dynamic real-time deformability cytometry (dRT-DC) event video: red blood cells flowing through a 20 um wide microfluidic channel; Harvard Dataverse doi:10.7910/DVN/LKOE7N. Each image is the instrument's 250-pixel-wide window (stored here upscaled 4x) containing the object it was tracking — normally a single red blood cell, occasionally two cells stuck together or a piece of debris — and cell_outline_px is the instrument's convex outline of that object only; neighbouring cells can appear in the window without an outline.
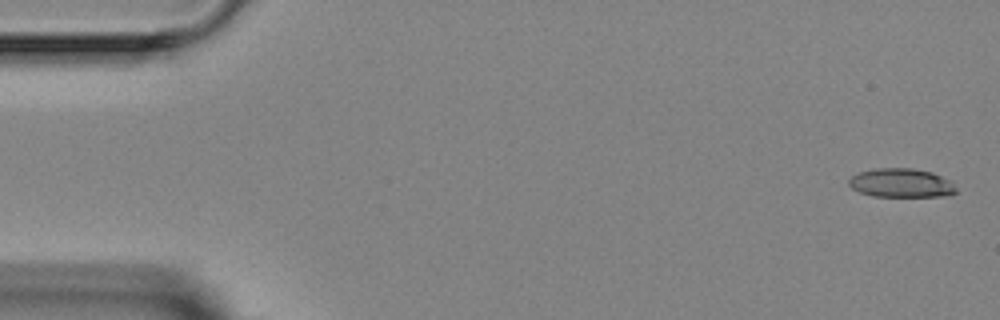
{"species": "Egyptian fruit bat (a non-hibernating species)", "species_latin": "Rousettus aegyptiacus", "temperature_condition": "room temperature", "stored_images_in_passage": 5, "camera_frame_rate_fps": 3000, "um_per_image_px": 0.085, "animal": {"sex": "female"}, "frame": {"image": 1, "passage_image": 1, "time_ms": 0.0, "image_size_px": [1000, 320], "cell_outline_px": [[956, 192], [952, 196], [872, 196], [860, 192], [852, 188], [848, 184], [848, 180], [852, 176], [860, 172], [876, 168], [912, 168], [932, 172], [952, 180], [956, 188]], "centroid_in_image_um": [76.65, 15.55], "position_along_channel_um": 8.4, "area_um2": 18.21}}
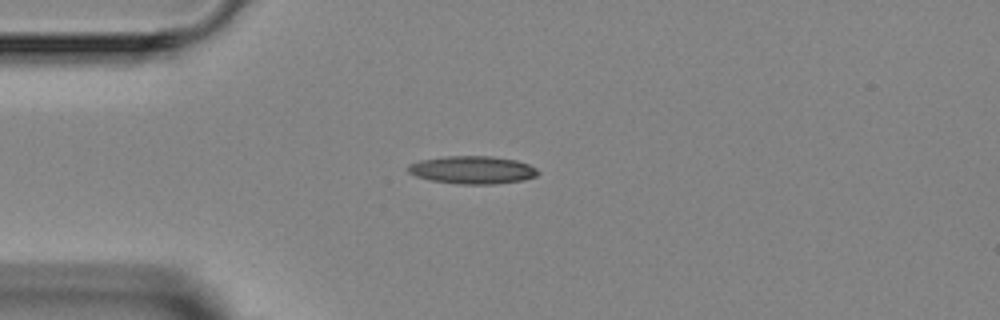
{"frame": {"image": 2, "passage_image": 4, "time_ms": 3.667, "image_size_px": [1000, 320], "cell_outline_px": [[540, 172], [536, 176], [524, 180], [496, 184], [460, 184], [432, 180], [416, 176], [408, 172], [408, 164], [420, 160], [448, 156], [492, 156], [516, 160], [528, 164], [536, 168]], "centroid_in_image_um": [40.18, 14.44], "position_along_channel_um": 44.8, "area_um2": 21.04}}